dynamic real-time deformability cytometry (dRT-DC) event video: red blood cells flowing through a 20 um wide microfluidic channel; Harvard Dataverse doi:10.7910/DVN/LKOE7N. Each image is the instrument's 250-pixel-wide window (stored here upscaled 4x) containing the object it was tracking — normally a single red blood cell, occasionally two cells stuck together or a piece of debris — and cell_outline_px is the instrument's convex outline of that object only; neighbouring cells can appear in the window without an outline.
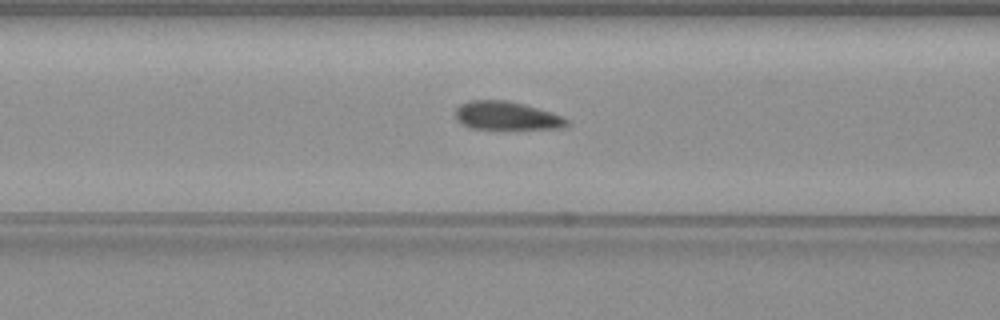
{"species": "common noctule bat (a hibernating species)", "species_latin": "Nyctalus noctula", "temperature_condition": "warm", "stored_images_in_passage": 50, "camera_frame_rate_fps": 3000, "um_per_image_px": 0.085, "animal": {"sex": "female", "body_mass_g": 19.3, "forearm_length_mm": 54.1}, "frame": {"image": 1, "passage_image": 15, "time_ms": 4.667, "image_size_px": [1000, 320], "cell_outline_px": [[568, 124], [560, 128], [512, 132], [508, 132], [472, 128], [464, 124], [456, 116], [456, 108], [460, 104], [468, 100], [508, 100], [524, 104], [560, 116], [568, 120]], "centroid_in_image_um": [43.07, 9.9], "position_along_channel_um": 123.5, "area_um2": 19.13}, "authors_computed_cell_mechanics": {"area_um2": 18.785, "velocity_mm_per_s": 3.5469, "shape_relaxation_time_tau1_ms": null, "shape_relaxation_time_tau2_ms": 0.6363, "deformation_change_tau1": null, "deformation_change_tau2": 0.0647}}